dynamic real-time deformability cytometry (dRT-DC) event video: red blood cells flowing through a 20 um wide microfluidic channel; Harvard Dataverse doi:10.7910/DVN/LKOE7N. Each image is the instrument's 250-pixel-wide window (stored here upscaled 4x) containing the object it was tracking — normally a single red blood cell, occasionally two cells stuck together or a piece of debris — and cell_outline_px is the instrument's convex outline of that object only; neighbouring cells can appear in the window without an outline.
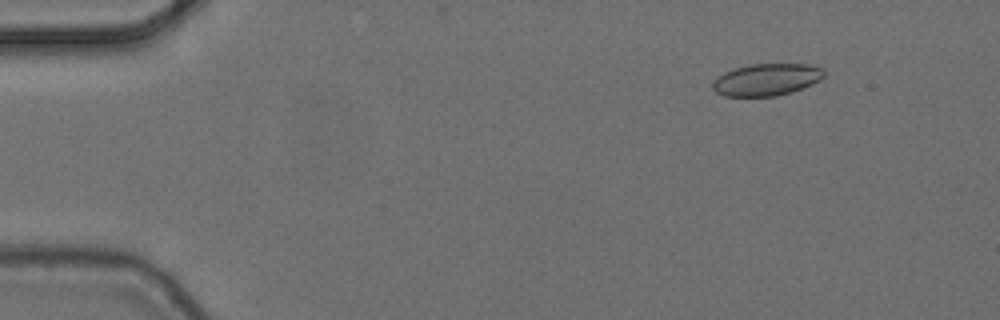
{"species": "common noctule bat (a hibernating species)", "species_latin": "Nyctalus noctula", "temperature_condition": "cold", "stored_images_in_passage": 6, "camera_frame_rate_fps": 3000, "um_per_image_px": 0.085, "animal": {"sex": "female", "body_mass_g": 24.6, "forearm_length_mm": 56.2}, "frame": {"image": 1, "passage_image": 2, "time_ms": 0.333, "image_size_px": [1000, 320], "cell_outline_px": [[824, 76], [820, 80], [812, 84], [792, 92], [776, 96], [724, 96], [716, 92], [712, 88], [712, 84], [724, 72], [736, 68], [752, 64], [808, 64], [824, 68]], "centroid_in_image_um": [65.19, 6.77], "position_along_channel_um": 19.8, "area_um2": 20.69}}
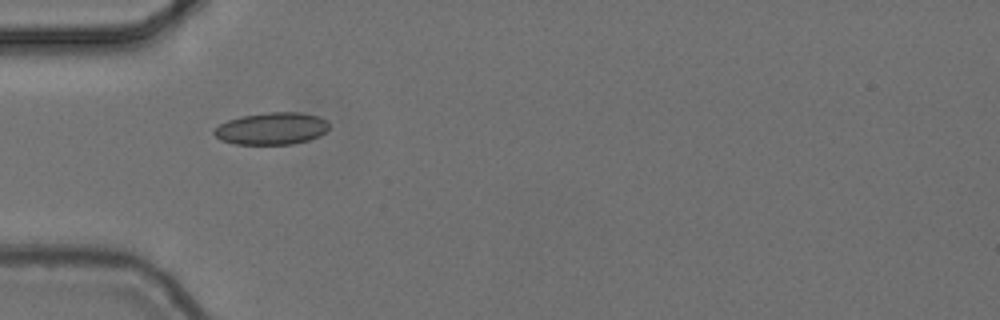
{"frame": {"image": 2, "passage_image": 5, "time_ms": 1.333, "image_size_px": [1000, 320], "cell_outline_px": [[328, 128], [320, 136], [308, 140], [292, 144], [236, 144], [220, 140], [212, 132], [220, 124], [228, 120], [240, 116], [268, 112], [300, 112], [320, 116], [328, 120]], "centroid_in_image_um": [23.11, 10.92], "position_along_channel_um": 61.9, "area_um2": 21.62}}
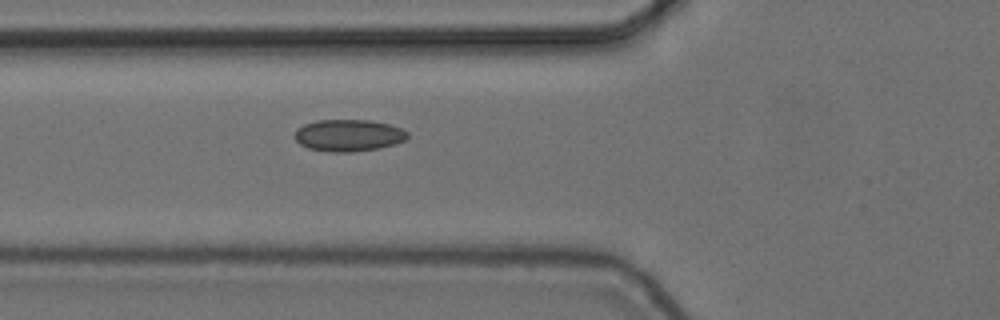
{"frame": {"image": 3, "passage_image": 6, "time_ms": 1.667, "image_size_px": [1000, 320], "cell_outline_px": [[408, 136], [404, 140], [396, 144], [376, 148], [352, 152], [328, 152], [308, 148], [300, 144], [292, 136], [296, 128], [304, 124], [316, 120], [368, 120], [388, 124], [400, 128], [408, 132]], "centroid_in_image_um": [29.57, 11.5], "position_along_channel_um": 96.2, "area_um2": 21.04}}